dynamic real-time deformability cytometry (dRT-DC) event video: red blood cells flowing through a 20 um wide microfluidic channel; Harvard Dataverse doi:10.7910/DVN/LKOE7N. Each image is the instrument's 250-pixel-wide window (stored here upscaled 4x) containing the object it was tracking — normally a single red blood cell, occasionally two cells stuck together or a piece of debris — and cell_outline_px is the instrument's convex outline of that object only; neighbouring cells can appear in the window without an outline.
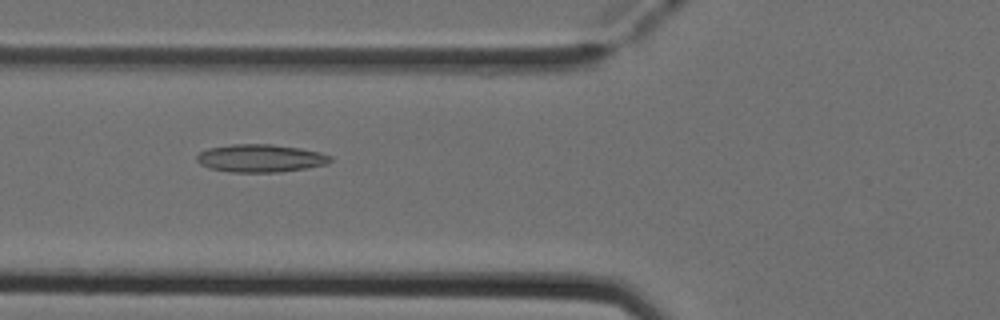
{"species": "Egyptian fruit bat (a non-hibernating species)", "species_latin": "Rousettus aegyptiacus", "temperature_condition": "cold", "stored_images_in_passage": 8, "camera_frame_rate_fps": 3000, "um_per_image_px": 0.085, "animal": {"sex": "female"}, "frame": {"image": 1, "passage_image": 7, "time_ms": 2.0, "image_size_px": [1000, 320], "cell_outline_px": [[332, 160], [328, 164], [308, 168], [280, 172], [232, 172], [208, 168], [200, 164], [196, 160], [196, 156], [200, 152], [208, 148], [232, 144], [272, 144], [300, 148], [320, 152], [332, 156]], "centroid_in_image_um": [22.16, 13.45], "position_along_channel_um": 103.6, "area_um2": 21.85}}
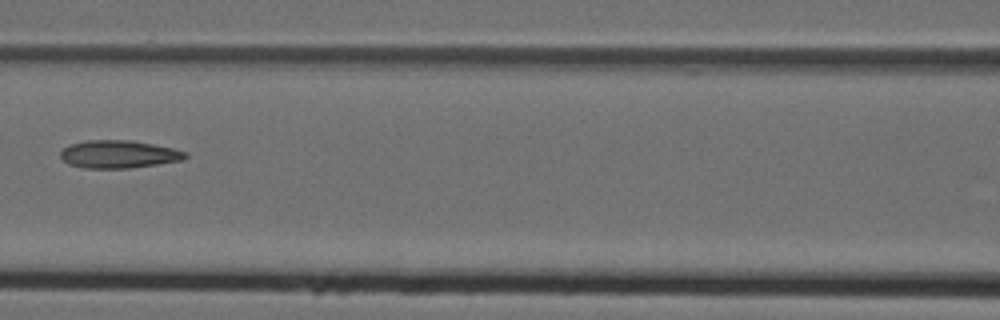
{"frame": {"image": 2, "passage_image": 8, "time_ms": 2.333, "image_size_px": [1000, 320], "cell_outline_px": [[188, 156], [184, 160], [128, 168], [84, 168], [68, 164], [60, 156], [60, 152], [68, 144], [84, 140], [132, 140], [172, 148], [188, 152]], "centroid_in_image_um": [10.08, 13.1], "position_along_channel_um": 156.5, "area_um2": 20.29}}